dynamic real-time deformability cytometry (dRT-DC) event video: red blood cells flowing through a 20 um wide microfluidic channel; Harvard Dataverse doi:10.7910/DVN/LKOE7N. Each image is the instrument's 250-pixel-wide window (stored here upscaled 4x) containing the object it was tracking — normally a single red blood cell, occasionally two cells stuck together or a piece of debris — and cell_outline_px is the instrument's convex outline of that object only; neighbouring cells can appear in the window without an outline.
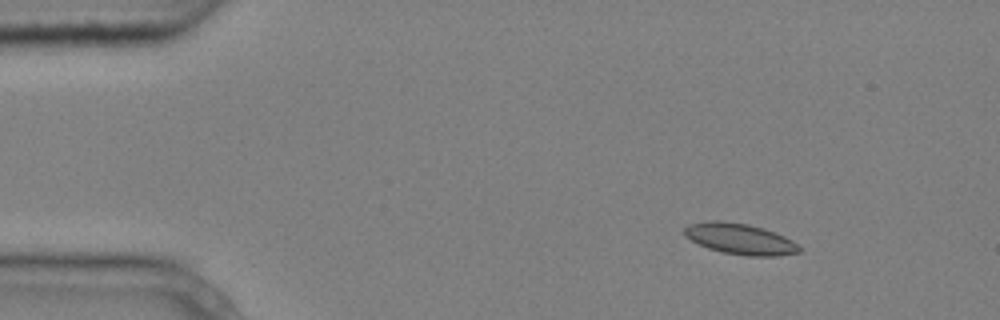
{"species": "common noctule bat (a hibernating species)", "species_latin": "Nyctalus noctula", "temperature_condition": "cold", "stored_images_in_passage": 7, "camera_frame_rate_fps": 3000, "um_per_image_px": 0.085, "animal": {"sex": "male", "body_mass_g": 20.4}, "frame": {"image": 1, "passage_image": 2, "time_ms": 0.333, "image_size_px": [1000, 320], "cell_outline_px": [[804, 248], [800, 252], [780, 256], [748, 256], [720, 252], [708, 248], [684, 236], [684, 228], [688, 224], [708, 220], [720, 220], [748, 224], [764, 228], [784, 236], [792, 240]], "centroid_in_image_um": [62.93, 20.31], "position_along_channel_um": 22.1, "area_um2": 20.98}}
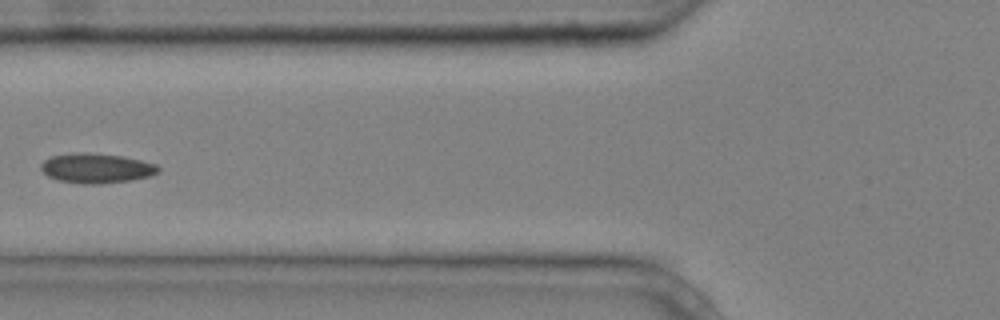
{"frame": {"image": 2, "passage_image": 6, "time_ms": 1.667, "image_size_px": [1000, 320], "cell_outline_px": [[160, 172], [148, 176], [128, 180], [100, 184], [84, 184], [60, 180], [48, 176], [40, 168], [40, 164], [44, 160], [52, 156], [76, 152], [88, 152], [124, 156], [156, 164], [160, 168]], "centroid_in_image_um": [8.19, 14.28], "position_along_channel_um": 117.6, "area_um2": 20.29}}